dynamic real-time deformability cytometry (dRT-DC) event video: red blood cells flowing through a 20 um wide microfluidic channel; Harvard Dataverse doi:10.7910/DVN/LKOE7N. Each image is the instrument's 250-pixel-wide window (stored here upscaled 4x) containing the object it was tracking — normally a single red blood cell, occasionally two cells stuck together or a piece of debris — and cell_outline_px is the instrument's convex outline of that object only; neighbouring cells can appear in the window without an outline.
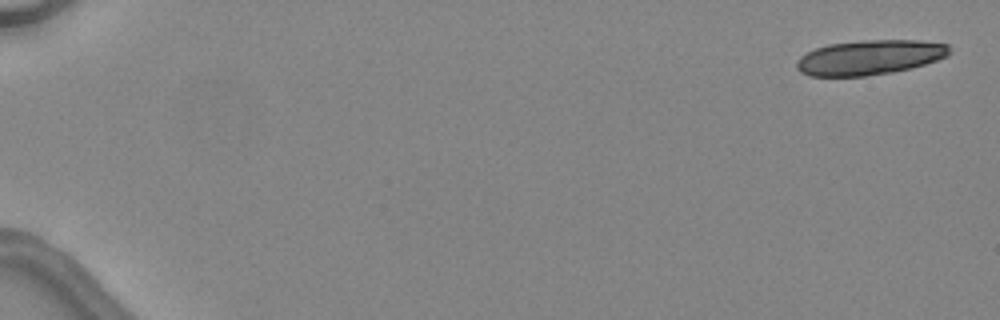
{"species": "common noctule bat (a hibernating species)", "species_latin": "Nyctalus noctula", "temperature_condition": "warm", "stored_images_in_passage": 6, "camera_frame_rate_fps": 3000, "um_per_image_px": 0.085, "animal": {"sex": "female", "body_mass_g": 24.6, "forearm_length_mm": 56.2}, "frame": {"image": 1, "passage_image": 1, "time_ms": 0.0, "image_size_px": [1000, 320], "cell_outline_px": [[952, 52], [948, 56], [912, 68], [892, 72], [864, 76], [808, 76], [800, 72], [796, 68], [796, 60], [800, 56], [816, 48], [828, 44], [860, 40], [920, 40], [948, 44], [952, 48]], "centroid_in_image_um": [73.93, 4.87], "position_along_channel_um": 11.1, "area_um2": 31.27}}
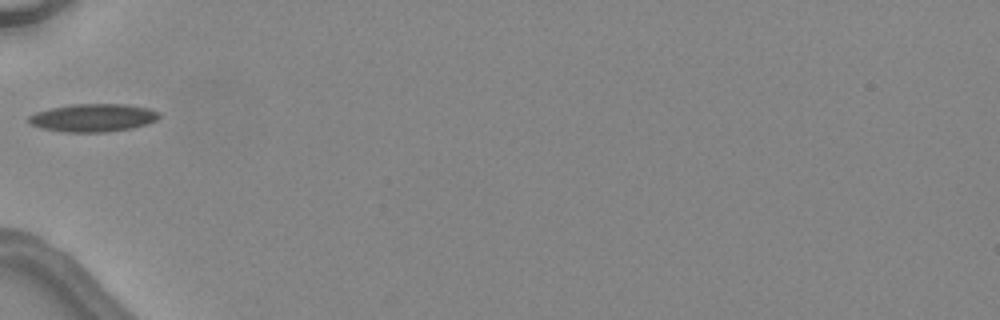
{"frame": {"image": 2, "passage_image": 6, "time_ms": 6.0, "image_size_px": [1000, 320], "cell_outline_px": [[160, 116], [156, 120], [148, 124], [132, 128], [108, 132], [64, 132], [40, 128], [28, 124], [24, 120], [28, 116], [36, 112], [52, 108], [72, 104], [124, 104], [148, 108], [160, 112]], "centroid_in_image_um": [7.88, 10.02], "position_along_channel_um": 77.1, "area_um2": 21.5}}